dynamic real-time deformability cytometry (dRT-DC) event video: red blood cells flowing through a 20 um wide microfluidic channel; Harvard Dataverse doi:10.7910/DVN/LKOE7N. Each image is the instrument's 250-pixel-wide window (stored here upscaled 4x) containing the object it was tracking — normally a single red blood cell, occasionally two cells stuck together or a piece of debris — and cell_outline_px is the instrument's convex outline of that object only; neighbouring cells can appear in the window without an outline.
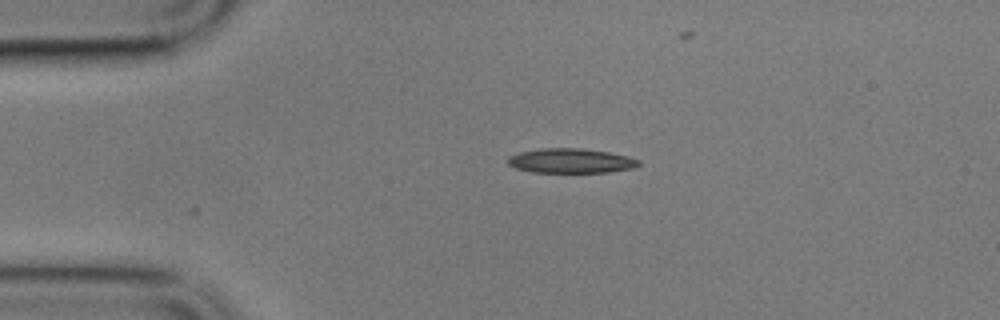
{"species": "common noctule bat (a hibernating species)", "species_latin": "Nyctalus noctula", "temperature_condition": "cold", "stored_images_in_passage": 36, "camera_frame_rate_fps": 3000, "um_per_image_px": 0.085, "animal": {"sex": "male", "body_mass_g": 17.9}, "frame": {"image": 1, "passage_image": 1, "time_ms": 0.0, "image_size_px": [1000, 320], "cell_outline_px": [[640, 164], [632, 168], [608, 172], [532, 172], [516, 168], [508, 164], [504, 160], [508, 156], [520, 152], [540, 148], [580, 148], [608, 152], [628, 156], [640, 160]], "centroid_in_image_um": [48.48, 13.66], "position_along_channel_um": 36.5, "area_um2": 18.79}}
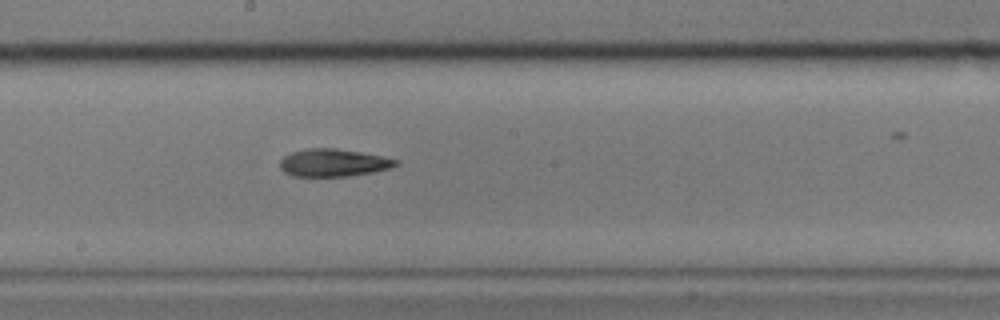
{"frame": {"image": 2, "passage_image": 20, "time_ms": 6.333, "image_size_px": [1000, 320], "cell_outline_px": [[400, 164], [392, 168], [372, 172], [348, 176], [292, 176], [284, 172], [280, 168], [280, 160], [284, 156], [292, 152], [308, 148], [336, 148], [384, 156], [400, 160]], "centroid_in_image_um": [28.37, 13.83], "position_along_channel_um": 219.8, "area_um2": 18.79}}
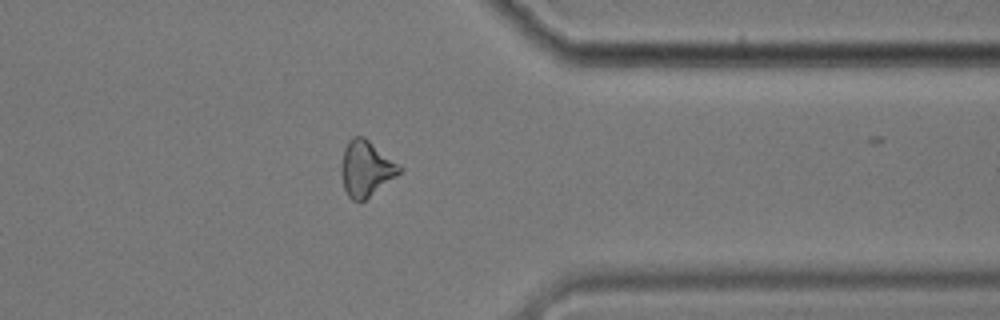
{"frame": {"image": 3, "passage_image": 35, "time_ms": 11.333, "image_size_px": [1000, 320], "cell_outline_px": [[404, 168], [396, 176], [360, 204], [352, 200], [348, 196], [344, 188], [340, 172], [340, 164], [344, 148], [348, 140], [352, 136], [364, 136], [400, 164]], "centroid_in_image_um": [31.09, 14.33], "position_along_channel_um": 380.3, "area_um2": 19.25}}